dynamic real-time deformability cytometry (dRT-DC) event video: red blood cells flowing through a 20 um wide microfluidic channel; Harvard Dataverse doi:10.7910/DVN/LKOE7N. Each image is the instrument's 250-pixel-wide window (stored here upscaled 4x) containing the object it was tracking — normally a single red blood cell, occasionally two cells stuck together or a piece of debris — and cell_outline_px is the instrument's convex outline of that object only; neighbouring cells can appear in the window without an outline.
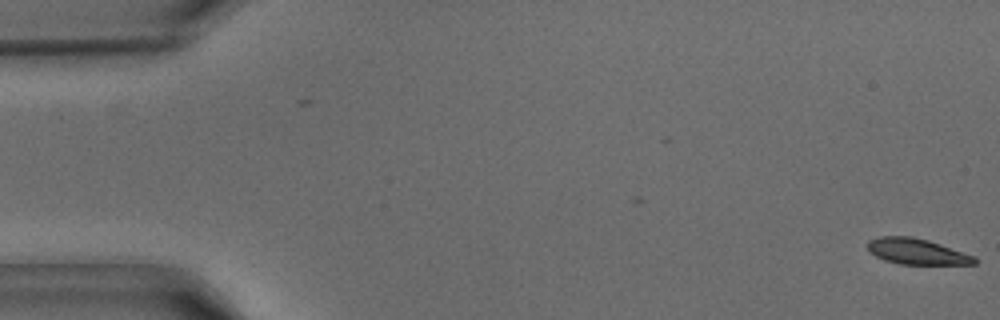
{"species": "common noctule bat (a hibernating species)", "species_latin": "Nyctalus noctula", "temperature_condition": "warm", "stored_images_in_passage": 42, "camera_frame_rate_fps": 3000, "um_per_image_px": 0.085, "animal": {"sex": "male", "body_mass_g": 15.6}, "frame": {"image": 1, "passage_image": 1, "time_ms": 0.0, "image_size_px": [1000, 320], "cell_outline_px": [[976, 264], [900, 264], [884, 260], [868, 252], [868, 240], [880, 236], [912, 236], [928, 240], [976, 256]], "centroid_in_image_um": [77.91, 21.37], "position_along_channel_um": 7.1, "area_um2": 16.13}}
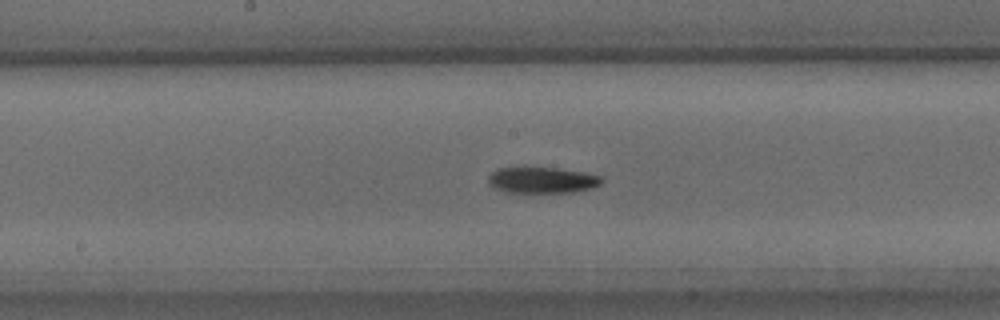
{"frame": {"image": 2, "passage_image": 22, "time_ms": 7.0, "image_size_px": [1000, 320], "cell_outline_px": [[604, 180], [600, 184], [592, 188], [572, 192], [504, 192], [488, 184], [488, 176], [496, 168], [524, 164], [560, 168], [584, 172], [600, 176]], "centroid_in_image_um": [46.01, 15.25], "position_along_channel_um": 202.2, "area_um2": 18.09}}
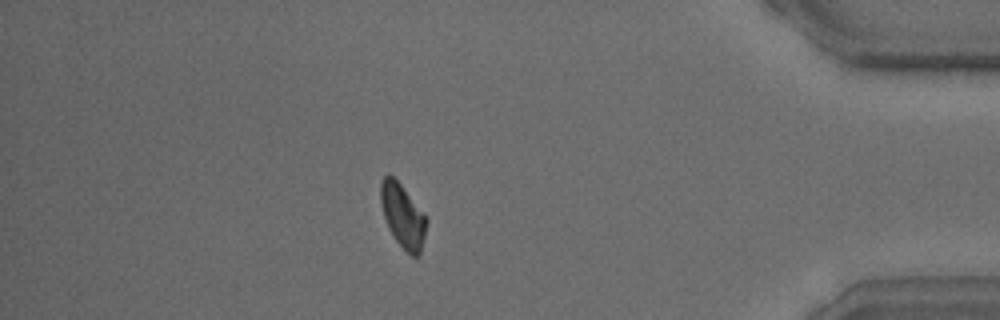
{"frame": {"image": 3, "passage_image": 37, "time_ms": 12.0, "image_size_px": [1000, 320], "cell_outline_px": [[428, 220], [420, 256], [412, 256], [396, 240], [388, 228], [380, 204], [380, 184], [384, 176], [388, 172], [400, 184], [428, 216]], "centroid_in_image_um": [34.25, 18.32], "position_along_channel_um": 401.0, "area_um2": 17.11}}